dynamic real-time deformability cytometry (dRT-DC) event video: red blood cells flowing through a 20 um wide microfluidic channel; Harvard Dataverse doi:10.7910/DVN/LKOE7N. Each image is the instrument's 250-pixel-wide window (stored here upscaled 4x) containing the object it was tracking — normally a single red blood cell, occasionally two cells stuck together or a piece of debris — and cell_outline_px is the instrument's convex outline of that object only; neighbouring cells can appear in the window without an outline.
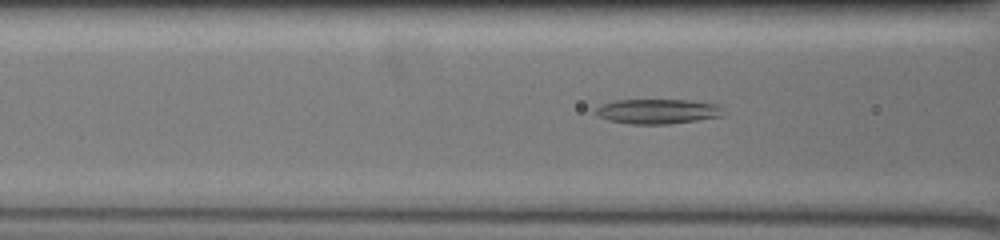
{"species": "common noctule bat (a hibernating species)", "species_latin": "Nyctalus noctula", "temperature_condition": "warm", "stored_images_in_passage": 19, "camera_frame_rate_fps": 3000, "um_per_image_px": 0.085, "animal": {"sex": "female", "body_mass_g": 19.5, "forearm_length_mm": 54.1}, "frame": {"image": 1, "passage_image": 6, "time_ms": 1.667, "image_size_px": [1000, 240], "cell_outline_px": [[720, 116], [696, 120], [668, 124], [628, 124], [608, 120], [600, 116], [596, 112], [596, 108], [600, 104], [616, 100], [684, 100], [716, 104], [720, 108]], "centroid_in_image_um": [55.81, 9.47], "position_along_channel_um": 110.8, "area_um2": 18.09}}
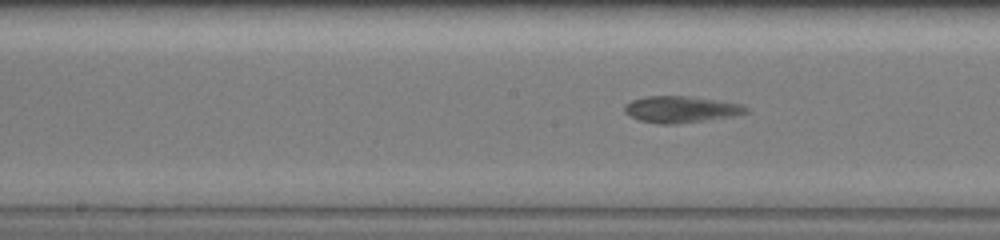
{"frame": {"image": 2, "passage_image": 13, "time_ms": 4.0, "image_size_px": [1000, 240], "cell_outline_px": [[748, 112], [732, 116], [676, 124], [660, 124], [640, 120], [624, 112], [624, 108], [632, 100], [644, 96], [688, 96], [740, 104], [748, 108]], "centroid_in_image_um": [57.86, 9.29], "position_along_channel_um": 190.3, "area_um2": 18.38}}
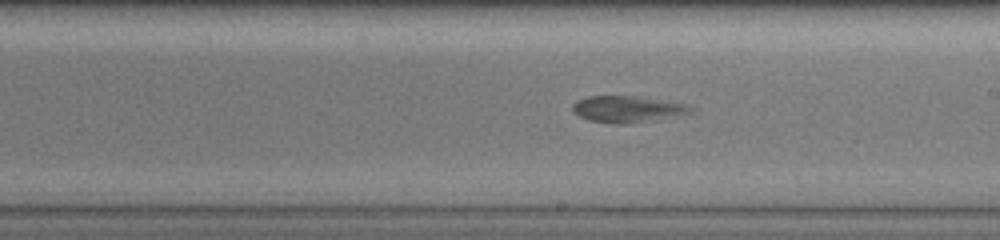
{"frame": {"image": 3, "passage_image": 17, "time_ms": 5.333, "image_size_px": [1000, 240], "cell_outline_px": [[692, 112], [624, 124], [612, 124], [588, 120], [572, 112], [572, 104], [576, 100], [588, 96], [632, 96], [684, 104], [692, 108]], "centroid_in_image_um": [53.17, 9.27], "position_along_channel_um": 235.8, "area_um2": 17.63}}